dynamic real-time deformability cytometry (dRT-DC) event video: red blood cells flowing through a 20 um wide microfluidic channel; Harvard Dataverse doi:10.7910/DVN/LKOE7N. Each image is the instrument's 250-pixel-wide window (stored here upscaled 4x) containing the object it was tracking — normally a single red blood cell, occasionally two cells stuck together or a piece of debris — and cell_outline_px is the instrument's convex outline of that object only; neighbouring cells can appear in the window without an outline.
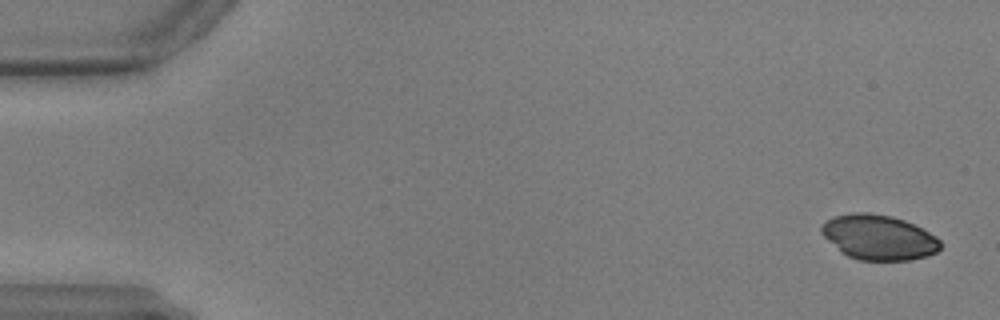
{"species": "common noctule bat (a hibernating species)", "species_latin": "Nyctalus noctula", "temperature_condition": "warm", "stored_images_in_passage": 59, "camera_frame_rate_fps": 3000, "um_per_image_px": 0.085, "animal": {"sex": "male", "body_mass_g": 17.9, "forearm_length_mm": 54.2}, "frame": {"image": 1, "passage_image": 3, "time_ms": 0.667, "image_size_px": [1000, 320], "cell_outline_px": [[940, 248], [936, 252], [928, 256], [908, 260], [860, 260], [848, 256], [840, 252], [820, 232], [820, 228], [828, 220], [836, 216], [852, 212], [868, 212], [892, 216], [904, 220], [936, 236], [940, 240]], "centroid_in_image_um": [74.68, 20.17], "position_along_channel_um": 10.3, "area_um2": 30.98}}
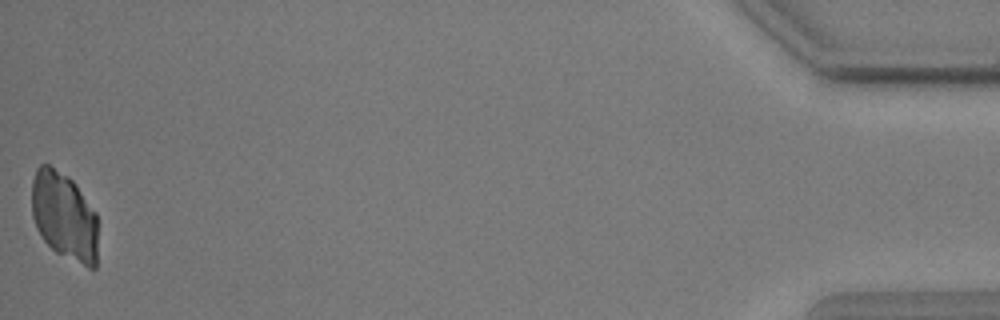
{"frame": {"image": 2, "passage_image": 59, "time_ms": 19.333, "image_size_px": [1000, 320], "cell_outline_px": [[96, 268], [88, 268], [56, 252], [44, 240], [36, 228], [32, 216], [32, 180], [36, 168], [40, 164], [48, 164], [68, 176], [76, 184], [96, 212]], "centroid_in_image_um": [5.44, 18.35], "position_along_channel_um": 429.8, "area_um2": 33.99}}